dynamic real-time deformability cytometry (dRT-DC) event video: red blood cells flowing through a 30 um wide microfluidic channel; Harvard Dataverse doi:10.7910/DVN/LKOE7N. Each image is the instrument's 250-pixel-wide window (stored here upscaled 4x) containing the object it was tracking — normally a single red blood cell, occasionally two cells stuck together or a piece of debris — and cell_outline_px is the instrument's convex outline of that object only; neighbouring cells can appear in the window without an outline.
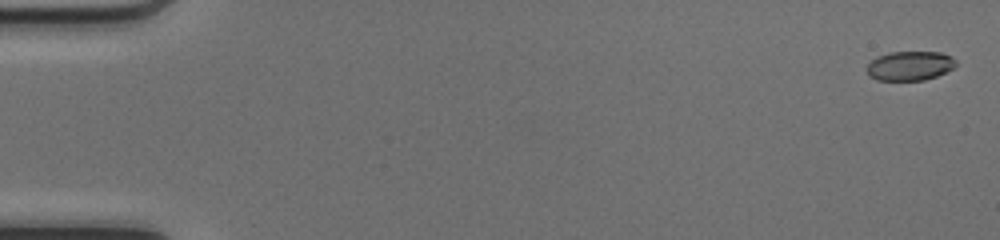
{"species": "common noctule bat (a hibernating species)", "species_latin": "Nyctalus noctula", "temperature_condition": "cold", "stored_images_in_passage": 51, "camera_frame_rate_fps": 3000, "um_per_image_px": 0.085, "animal": {"sex": "female", "body_mass_g": 17.0, "forearm_length_mm": 48.0}, "frame": {"image": 1, "passage_image": 2, "time_ms": 0.333, "image_size_px": [1000, 240], "cell_outline_px": [[956, 64], [952, 68], [936, 76], [924, 80], [876, 80], [868, 76], [868, 64], [876, 56], [888, 52], [940, 52], [952, 56], [956, 60]], "centroid_in_image_um": [77.32, 5.58], "position_along_channel_um": 7.7, "area_um2": 15.2}}
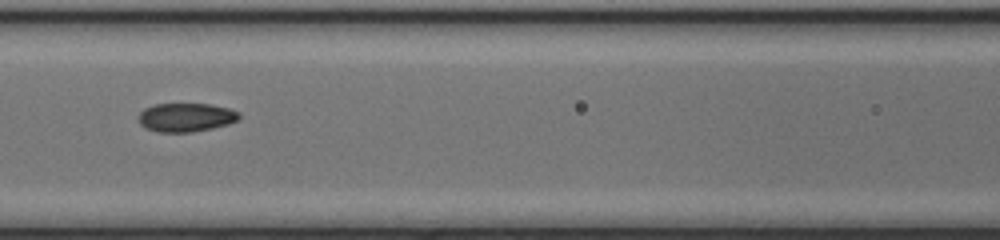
{"frame": {"image": 2, "passage_image": 24, "time_ms": 7.667, "image_size_px": [1000, 240], "cell_outline_px": [[240, 116], [236, 120], [228, 124], [212, 128], [192, 132], [156, 132], [144, 128], [140, 124], [140, 112], [144, 108], [156, 104], [208, 104], [228, 108], [236, 112]], "centroid_in_image_um": [15.76, 9.98], "position_along_channel_um": 150.8, "area_um2": 16.65}}
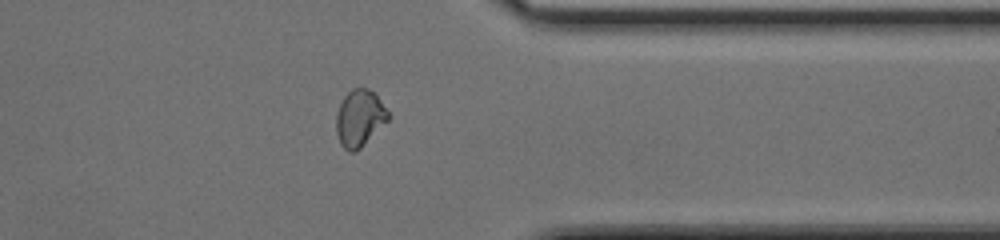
{"frame": {"image": 3, "passage_image": 41, "time_ms": 13.333, "image_size_px": [1000, 240], "cell_outline_px": [[392, 116], [356, 152], [348, 152], [340, 144], [336, 132], [336, 116], [340, 104], [344, 96], [352, 88], [368, 88], [376, 92]], "centroid_in_image_um": [30.58, 10.02], "position_along_channel_um": 380.8, "area_um2": 17.4}, "authors_computed_cell_mechanics": {"area_um2": 16.7042, "velocity_mm_per_s": 4.1934, "shape_relaxation_time_tau1_ms": 7.6174, "shape_relaxation_time_tau2_ms": 1.2329, "deformation_change_tau1": 0.1998, "deformation_change_tau2": 0.0597}}